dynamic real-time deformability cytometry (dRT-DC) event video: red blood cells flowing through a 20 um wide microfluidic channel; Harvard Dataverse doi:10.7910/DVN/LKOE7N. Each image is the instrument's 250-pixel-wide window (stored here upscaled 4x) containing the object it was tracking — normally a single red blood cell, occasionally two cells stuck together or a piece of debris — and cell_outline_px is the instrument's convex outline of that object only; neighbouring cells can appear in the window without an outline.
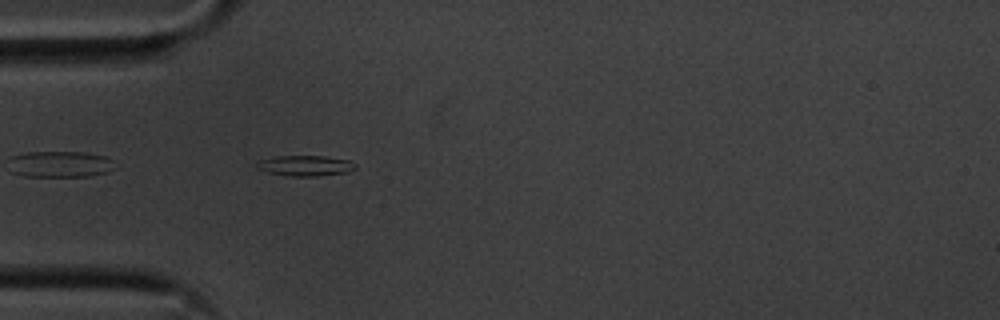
{"species": "common noctule bat (a hibernating species)", "species_latin": "Nyctalus noctula", "temperature_condition": "cold", "stored_images_in_passage": 41, "camera_frame_rate_fps": 3000, "um_per_image_px": 0.085, "animal": {"sex": "male", "body_mass_g": 20.1, "forearm_length_mm": 53.5}, "frame": {"image": 1, "passage_image": 2, "time_ms": 0.333, "image_size_px": [1000, 320], "cell_outline_px": [[356, 168], [348, 172], [316, 176], [288, 176], [268, 172], [256, 168], [256, 160], [276, 156], [324, 156], [348, 160], [356, 164]], "centroid_in_image_um": [25.91, 14.08], "position_along_channel_um": 59.1, "area_um2": 11.85}}
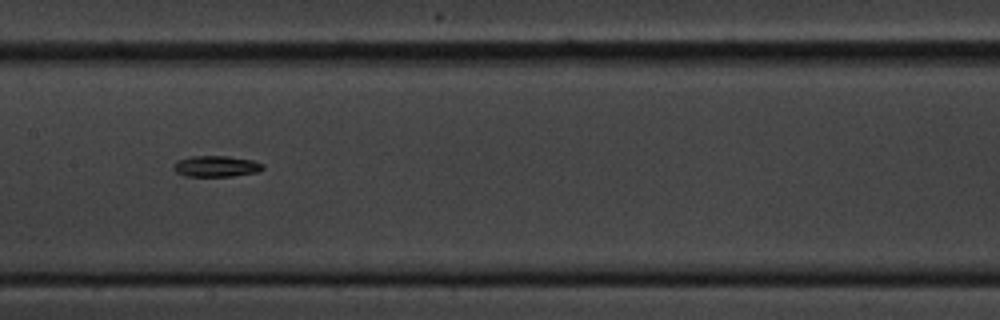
{"frame": {"image": 2, "passage_image": 13, "time_ms": 4.0, "image_size_px": [1000, 320], "cell_outline_px": [[264, 168], [260, 172], [232, 176], [184, 176], [176, 172], [172, 168], [172, 164], [176, 160], [192, 156], [228, 156], [252, 160], [264, 164]], "centroid_in_image_um": [18.36, 14.13], "position_along_channel_um": 189.0, "area_um2": 11.16}}
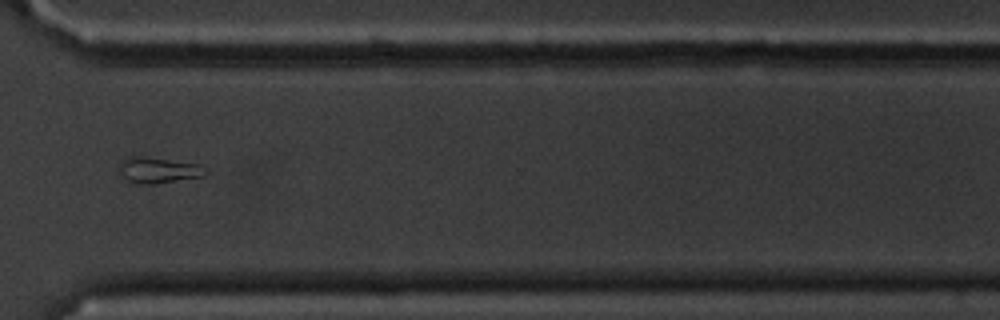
{"frame": {"image": 3, "passage_image": 27, "time_ms": 8.667, "image_size_px": [1000, 320], "cell_outline_px": [[208, 172], [204, 176], [152, 184], [136, 184], [128, 180], [116, 172], [120, 160], [128, 156], [144, 156], [200, 164], [208, 168]], "centroid_in_image_um": [13.41, 14.45], "position_along_channel_um": 357.2, "area_um2": 13.41}, "authors_computed_cell_mechanics": {"area_um2": 11.3866, "velocity_mm_per_s": 3.6026, "shape_relaxation_time_tau1_ms": 1.7677, "shape_relaxation_time_tau2_ms": null, "deformation_change_tau1": 0.0955, "deformation_change_tau2": null}}